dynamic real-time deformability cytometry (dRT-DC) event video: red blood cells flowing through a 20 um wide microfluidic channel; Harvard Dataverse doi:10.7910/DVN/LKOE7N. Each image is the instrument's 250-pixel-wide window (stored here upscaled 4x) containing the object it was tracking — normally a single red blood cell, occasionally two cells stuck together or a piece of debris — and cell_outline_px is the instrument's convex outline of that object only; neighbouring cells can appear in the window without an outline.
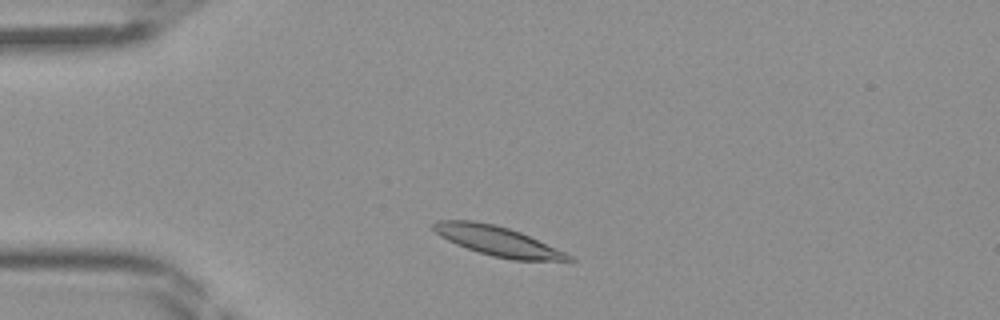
{"species": "Egyptian fruit bat (a non-hibernating species)", "species_latin": "Rousettus aegyptiacus", "temperature_condition": "room temperature", "stored_images_in_passage": 37, "camera_frame_rate_fps": 3000, "um_per_image_px": 0.085, "frame": {"image": 1, "passage_image": 3, "time_ms": 0.667, "image_size_px": [1000, 320], "cell_outline_px": [[576, 264], [512, 260], [492, 256], [456, 244], [440, 236], [432, 228], [432, 224], [436, 220], [472, 220], [496, 224], [520, 232], [564, 252], [572, 256], [576, 260]], "centroid_in_image_um": [42.43, 20.54], "position_along_channel_um": 42.6, "area_um2": 23.87}}
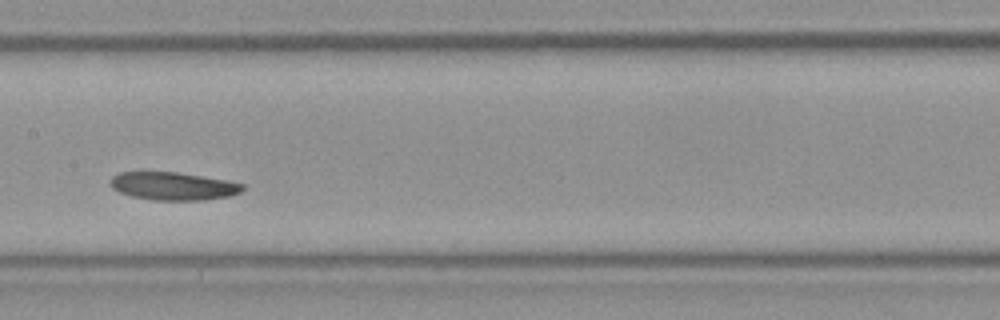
{"frame": {"image": 2, "passage_image": 15, "time_ms": 4.667, "image_size_px": [1000, 320], "cell_outline_px": [[244, 188], [240, 192], [228, 196], [204, 200], [152, 200], [132, 196], [120, 192], [112, 188], [108, 184], [112, 176], [120, 172], [176, 172], [228, 180], [244, 184]], "centroid_in_image_um": [14.7, 15.81], "position_along_channel_um": 192.7, "area_um2": 21.56}}
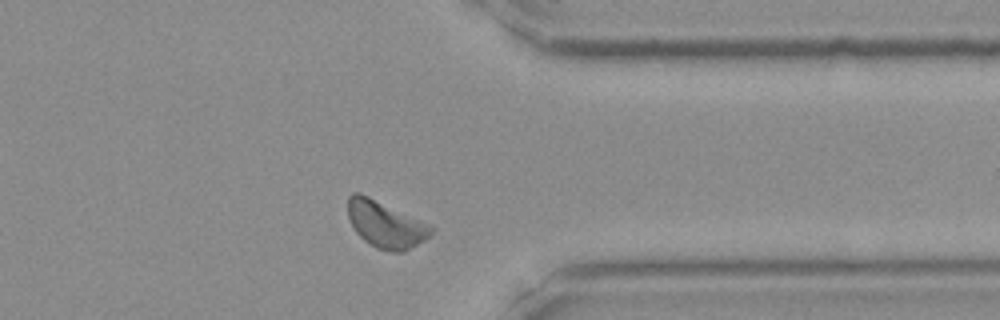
{"frame": {"image": 3, "passage_image": 28, "time_ms": 9.0, "image_size_px": [1000, 320], "cell_outline_px": [[436, 228], [424, 240], [404, 252], [392, 252], [376, 248], [364, 240], [356, 232], [348, 216], [348, 196], [352, 192], [360, 192], [432, 224]], "centroid_in_image_um": [32.8, 19.06], "position_along_channel_um": 378.6, "area_um2": 22.89}}